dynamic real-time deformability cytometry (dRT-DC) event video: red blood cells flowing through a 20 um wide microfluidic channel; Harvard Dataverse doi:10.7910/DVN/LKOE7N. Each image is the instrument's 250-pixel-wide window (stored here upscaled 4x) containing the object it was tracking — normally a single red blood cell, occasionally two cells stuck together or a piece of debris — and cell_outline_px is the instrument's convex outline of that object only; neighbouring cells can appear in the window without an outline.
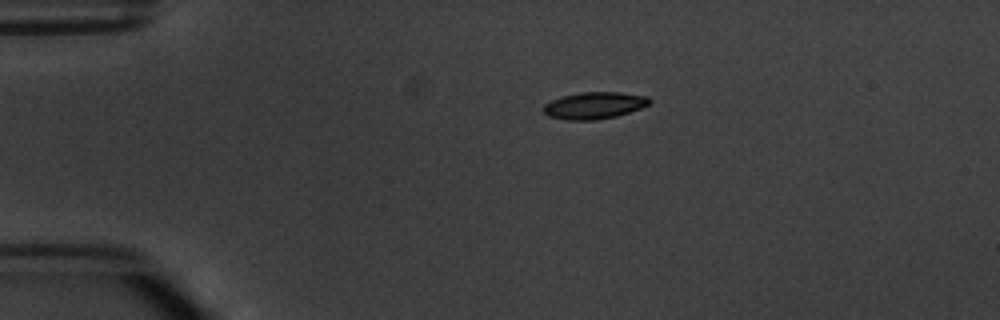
{"species": "common noctule bat (a hibernating species)", "species_latin": "Nyctalus noctula", "temperature_condition": "warm", "stored_images_in_passage": 3, "camera_frame_rate_fps": 3000, "um_per_image_px": 0.085, "animal": {"sex": "male", "body_mass_g": 20.1, "forearm_length_mm": 53.5}, "frame": {"image": 1, "passage_image": 1, "time_ms": 0.0, "image_size_px": [1000, 320], "cell_outline_px": [[652, 100], [648, 104], [640, 108], [616, 116], [596, 120], [568, 120], [548, 116], [544, 112], [544, 104], [560, 96], [580, 92], [620, 92], [648, 96]], "centroid_in_image_um": [50.51, 8.95], "position_along_channel_um": 34.5, "area_um2": 16.59}}
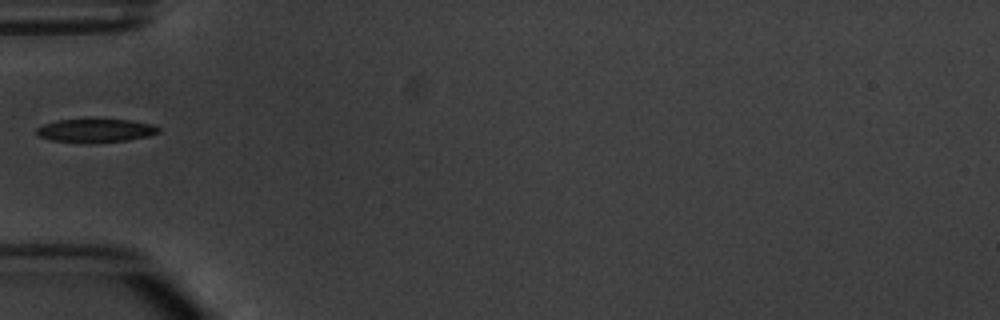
{"frame": {"image": 2, "passage_image": 3, "time_ms": 2.333, "image_size_px": [1000, 320], "cell_outline_px": [[160, 132], [148, 136], [128, 140], [92, 144], [84, 144], [52, 140], [40, 136], [36, 132], [36, 128], [44, 124], [56, 120], [132, 120], [152, 124], [160, 128]], "centroid_in_image_um": [8.14, 11.12], "position_along_channel_um": 76.9, "area_um2": 16.82}}